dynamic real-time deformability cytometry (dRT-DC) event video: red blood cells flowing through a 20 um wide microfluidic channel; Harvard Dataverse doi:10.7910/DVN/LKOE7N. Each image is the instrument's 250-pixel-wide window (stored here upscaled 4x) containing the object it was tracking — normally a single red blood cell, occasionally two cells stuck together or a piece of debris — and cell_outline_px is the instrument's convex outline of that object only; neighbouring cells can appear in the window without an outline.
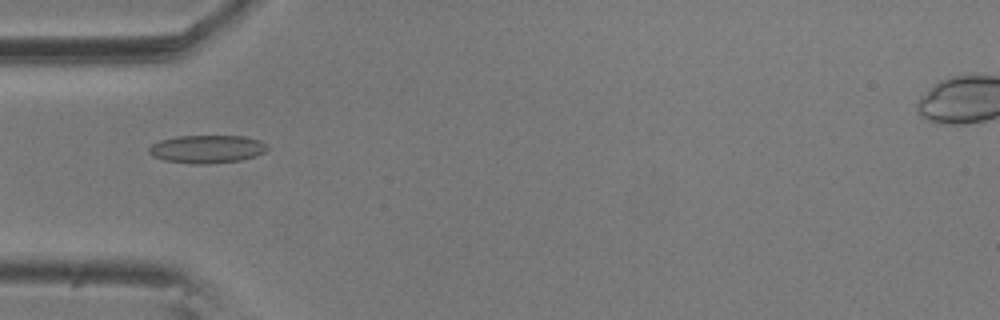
{"species": "common noctule bat (a hibernating species)", "species_latin": "Nyctalus noctula", "temperature_condition": "room temperature", "stored_images_in_passage": 7, "camera_frame_rate_fps": 3000, "um_per_image_px": 0.085, "animal": {"sex": "male", "body_mass_g": 20.5, "forearm_length_mm": 52.5}, "frame": {"image": 1, "passage_image": 5, "time_ms": 1.333, "image_size_px": [1000, 320], "cell_outline_px": [[268, 148], [264, 152], [256, 156], [240, 160], [208, 164], [192, 164], [164, 160], [152, 156], [148, 152], [148, 148], [152, 144], [160, 140], [176, 136], [244, 136], [260, 140], [268, 144]], "centroid_in_image_um": [17.59, 12.67], "position_along_channel_um": 67.4, "area_um2": 19.48}}
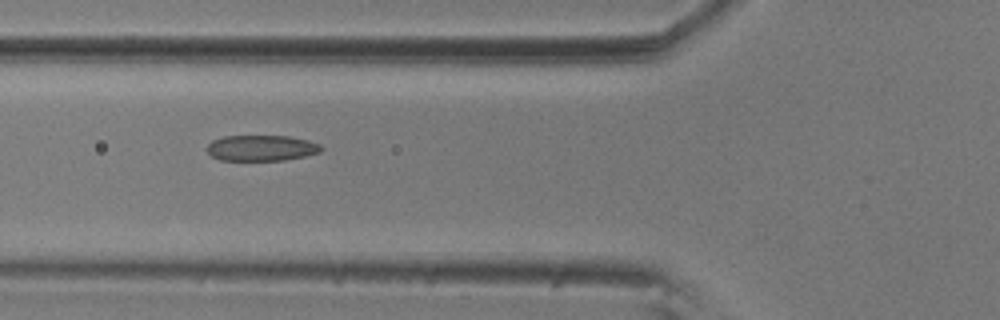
{"frame": {"image": 2, "passage_image": 6, "time_ms": 1.667, "image_size_px": [1000, 320], "cell_outline_px": [[324, 148], [320, 152], [304, 156], [284, 160], [220, 160], [212, 156], [204, 148], [212, 140], [224, 136], [288, 136], [308, 140], [320, 144]], "centroid_in_image_um": [22.2, 12.58], "position_along_channel_um": 103.6, "area_um2": 17.22}}
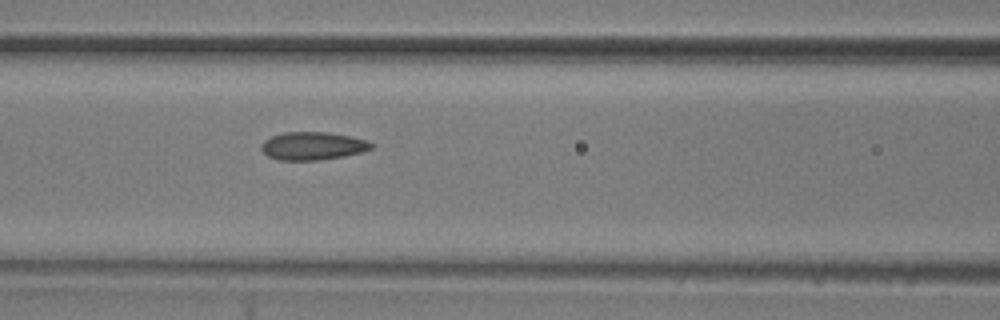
{"frame": {"image": 3, "passage_image": 7, "time_ms": 2.0, "image_size_px": [1000, 320], "cell_outline_px": [[376, 144], [372, 148], [360, 152], [344, 156], [316, 160], [280, 160], [268, 156], [260, 148], [260, 144], [264, 140], [272, 136], [284, 132], [328, 132], [368, 140]], "centroid_in_image_um": [26.58, 12.4], "position_along_channel_um": 140.0, "area_um2": 17.92}}